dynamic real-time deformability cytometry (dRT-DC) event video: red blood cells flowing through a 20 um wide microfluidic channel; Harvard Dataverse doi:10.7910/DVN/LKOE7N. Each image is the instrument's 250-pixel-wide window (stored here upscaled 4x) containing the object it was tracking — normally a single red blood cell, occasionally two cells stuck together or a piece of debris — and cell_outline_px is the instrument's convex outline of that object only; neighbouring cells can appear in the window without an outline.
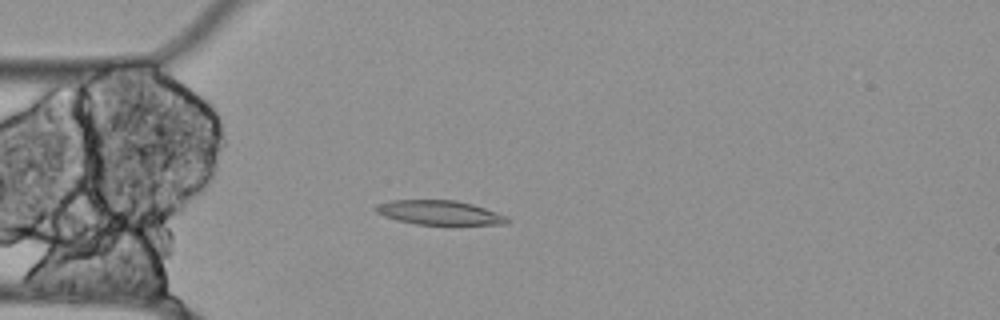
{"species": "Egyptian fruit bat (a non-hibernating species)", "species_latin": "Rousettus aegyptiacus", "temperature_condition": "cold", "stored_images_in_passage": 55, "camera_frame_rate_fps": 3000, "um_per_image_px": 0.085, "animal": {"sex": "female"}, "frame": {"image": 1, "passage_image": 14, "time_ms": 4.333, "image_size_px": [1000, 320], "cell_outline_px": [[512, 220], [508, 224], [444, 228], [416, 224], [396, 220], [384, 216], [376, 212], [372, 208], [376, 204], [392, 200], [456, 200], [472, 204], [508, 216]], "centroid_in_image_um": [37.43, 18.14], "position_along_channel_um": 47.6, "area_um2": 20.0}}
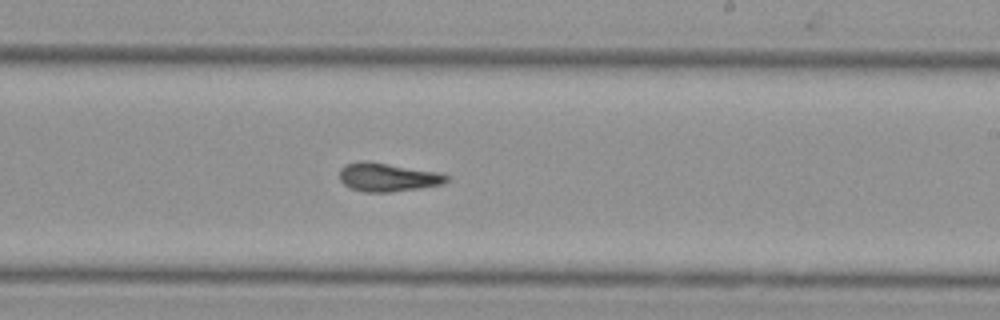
{"frame": {"image": 2, "passage_image": 32, "time_ms": 10.333, "image_size_px": [1000, 320], "cell_outline_px": [[448, 180], [444, 184], [420, 188], [392, 192], [364, 192], [352, 188], [344, 184], [340, 180], [340, 168], [344, 164], [360, 160], [388, 164], [440, 172], [448, 176]], "centroid_in_image_um": [32.95, 15.06], "position_along_channel_um": 256.1, "area_um2": 17.8}}
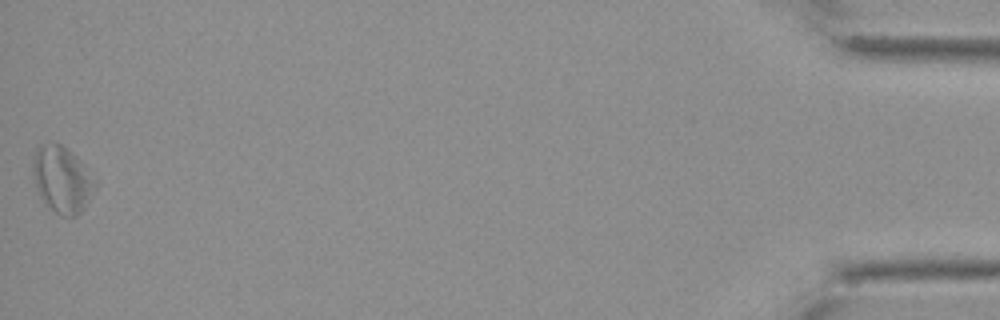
{"frame": {"image": 3, "passage_image": 55, "time_ms": 18.0, "image_size_px": [1000, 320], "cell_outline_px": [[100, 184], [84, 208], [76, 216], [60, 216], [40, 196], [36, 188], [32, 172], [32, 160], [36, 148], [40, 144], [52, 140], [60, 144], [76, 156], [80, 160]], "centroid_in_image_um": [5.29, 15.22], "position_along_channel_um": 429.9, "area_um2": 24.45}, "authors_computed_cell_mechanics": {"area_um2": 18.9584, "velocity_mm_per_s": 3.5055, "shape_relaxation_time_tau1_ms": null, "shape_relaxation_time_tau2_ms": 7.747, "deformation_change_tau1": null, "deformation_change_tau2": 0.1814}}